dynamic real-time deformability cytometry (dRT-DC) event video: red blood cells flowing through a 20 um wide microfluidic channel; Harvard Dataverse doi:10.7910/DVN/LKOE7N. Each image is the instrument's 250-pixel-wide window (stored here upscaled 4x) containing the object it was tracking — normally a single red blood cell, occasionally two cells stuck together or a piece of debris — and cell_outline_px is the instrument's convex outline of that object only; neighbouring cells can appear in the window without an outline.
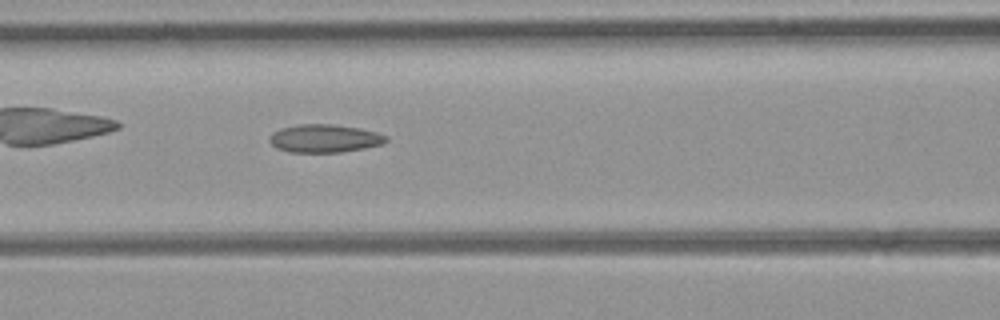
{"species": "common noctule bat (a hibernating species)", "species_latin": "Nyctalus noctula", "temperature_condition": "room temperature", "stored_images_in_passage": 35, "camera_frame_rate_fps": 3000, "um_per_image_px": 0.085, "animal": {"sex": "female", "body_mass_g": 21.9}, "frame": {"image": 1, "passage_image": 15, "time_ms": 4.667, "image_size_px": [1000, 320], "cell_outline_px": [[388, 140], [380, 144], [364, 148], [340, 152], [288, 152], [276, 148], [268, 140], [268, 136], [272, 132], [280, 128], [300, 124], [332, 124], [360, 128], [376, 132], [388, 136]], "centroid_in_image_um": [27.54, 11.76], "position_along_channel_um": 139.1, "area_um2": 19.13}}
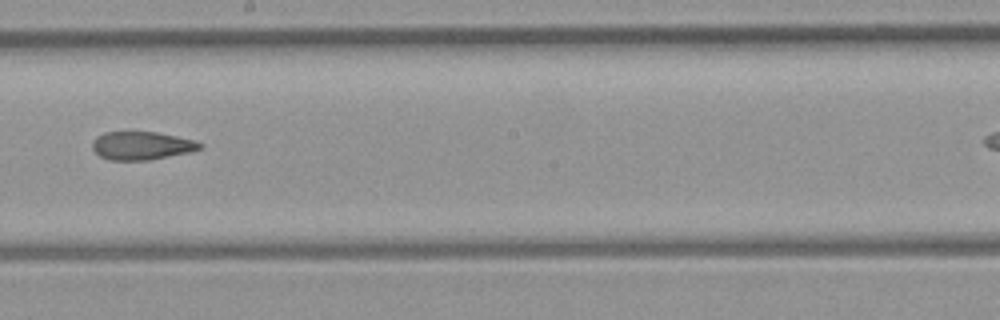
{"frame": {"image": 2, "passage_image": 22, "time_ms": 7.0, "image_size_px": [1000, 320], "cell_outline_px": [[204, 144], [200, 148], [188, 152], [148, 160], [108, 160], [100, 156], [92, 148], [92, 144], [96, 136], [104, 132], [156, 132], [192, 140]], "centroid_in_image_um": [11.98, 12.38], "position_along_channel_um": 236.2, "area_um2": 17.4}}
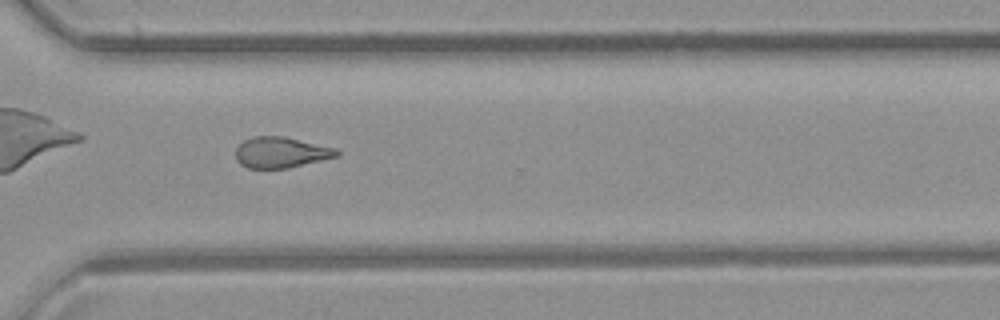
{"frame": {"image": 3, "passage_image": 30, "time_ms": 9.667, "image_size_px": [1000, 320], "cell_outline_px": [[340, 156], [288, 168], [248, 168], [240, 164], [236, 160], [236, 148], [244, 140], [252, 136], [284, 136], [336, 148], [340, 152]], "centroid_in_image_um": [23.89, 12.95], "position_along_channel_um": 346.7, "area_um2": 18.26}}